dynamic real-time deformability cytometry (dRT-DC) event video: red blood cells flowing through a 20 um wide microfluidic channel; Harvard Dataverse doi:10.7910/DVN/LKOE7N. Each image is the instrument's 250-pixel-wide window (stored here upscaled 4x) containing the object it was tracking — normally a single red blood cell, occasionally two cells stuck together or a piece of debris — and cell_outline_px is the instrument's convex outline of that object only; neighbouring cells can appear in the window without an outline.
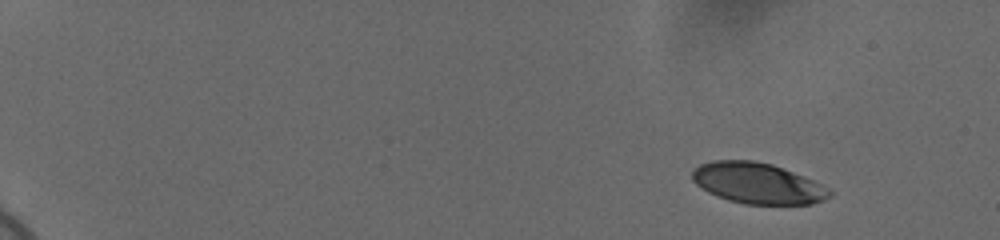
{"species": "human", "species_latin": "Homo sapiens", "temperature_condition": "cold", "stored_images_in_passage": 53, "camera_frame_rate_fps": 3000, "um_per_image_px": 0.085, "donor": {"sex": "female"}, "frame": {"image": 1, "passage_image": 1, "time_ms": 0.0, "image_size_px": [1000, 240], "cell_outline_px": [[832, 196], [824, 200], [812, 204], [744, 204], [728, 200], [708, 192], [696, 184], [692, 180], [692, 172], [700, 164], [712, 160], [752, 160], [772, 164], [812, 180], [820, 184], [832, 192]], "centroid_in_image_um": [64.38, 15.58], "position_along_channel_um": 20.6, "area_um2": 32.48}}
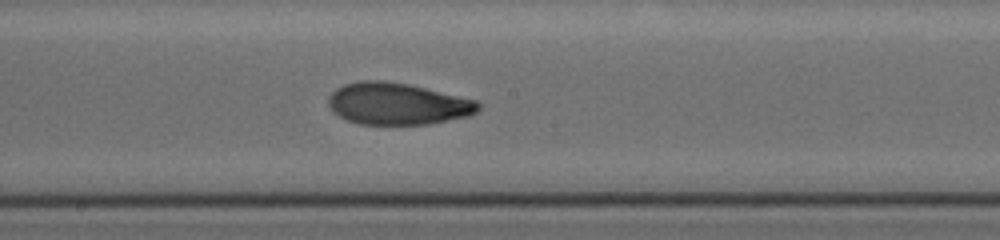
{"frame": {"image": 2, "passage_image": 30, "time_ms": 9.667, "image_size_px": [1000, 240], "cell_outline_px": [[480, 108], [476, 112], [468, 116], [428, 124], [360, 124], [348, 120], [332, 112], [328, 104], [328, 96], [336, 88], [344, 84], [360, 80], [384, 80], [408, 84], [476, 100], [480, 104]], "centroid_in_image_um": [33.75, 8.81], "position_along_channel_um": 214.5, "area_um2": 36.47}}
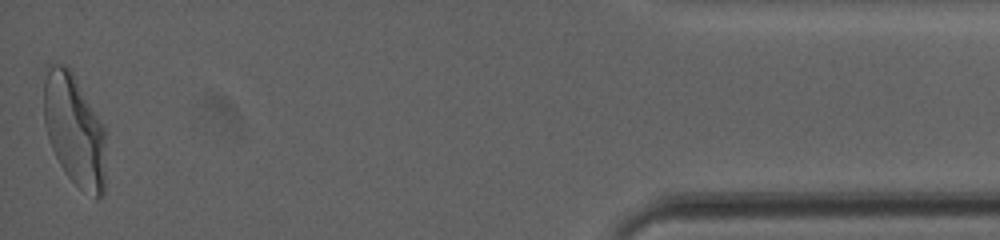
{"frame": {"image": 3, "passage_image": 53, "time_ms": 17.333, "image_size_px": [1000, 240], "cell_outline_px": [[104, 192], [96, 200], [80, 188], [68, 176], [60, 164], [52, 148], [44, 124], [44, 80], [48, 68], [52, 64], [64, 64], [72, 72], [104, 128]], "centroid_in_image_um": [6.31, 11.07], "position_along_channel_um": 428.9, "area_um2": 39.59}, "authors_computed_cell_mechanics": {"area_um2": 36.4718, "velocity_mm_per_s": 3.6551, "shape_relaxation_time_tau1_ms": 4.9087, "shape_relaxation_time_tau2_ms": 1.6409, "deformation_change_tau1": 0.1924, "deformation_change_tau2": 0.0725}}